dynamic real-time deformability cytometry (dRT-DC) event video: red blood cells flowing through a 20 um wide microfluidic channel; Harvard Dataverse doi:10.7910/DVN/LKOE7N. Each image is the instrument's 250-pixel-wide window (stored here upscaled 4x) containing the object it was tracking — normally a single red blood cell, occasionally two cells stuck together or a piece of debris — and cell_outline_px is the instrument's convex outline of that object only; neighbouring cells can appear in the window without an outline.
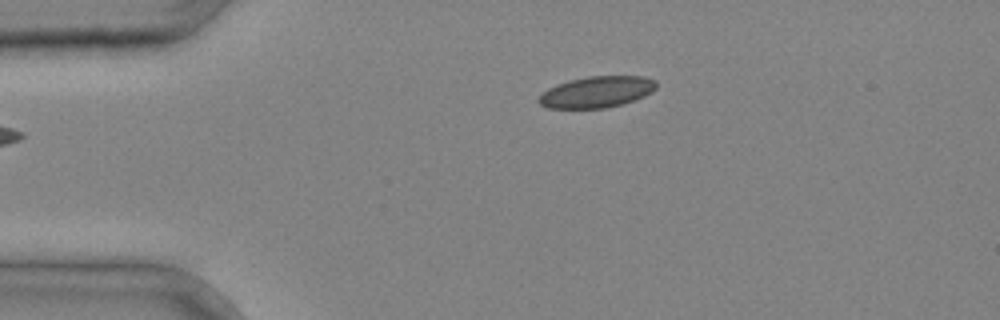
{"species": "common noctule bat (a hibernating species)", "species_latin": "Nyctalus noctula", "temperature_condition": "cold", "stored_images_in_passage": 1, "camera_frame_rate_fps": 3000, "um_per_image_px": 0.085, "animal": {"sex": "male", "body_mass_g": 20.4}, "frame": {"image": 1, "passage_image": 1, "time_ms": 0.0, "image_size_px": [1000, 320], "cell_outline_px": [[656, 88], [652, 92], [644, 96], [624, 104], [604, 108], [548, 108], [540, 104], [536, 100], [548, 88], [556, 84], [568, 80], [588, 76], [644, 76], [656, 80]], "centroid_in_image_um": [50.73, 7.81], "position_along_channel_um": 34.3, "area_um2": 21.56}}